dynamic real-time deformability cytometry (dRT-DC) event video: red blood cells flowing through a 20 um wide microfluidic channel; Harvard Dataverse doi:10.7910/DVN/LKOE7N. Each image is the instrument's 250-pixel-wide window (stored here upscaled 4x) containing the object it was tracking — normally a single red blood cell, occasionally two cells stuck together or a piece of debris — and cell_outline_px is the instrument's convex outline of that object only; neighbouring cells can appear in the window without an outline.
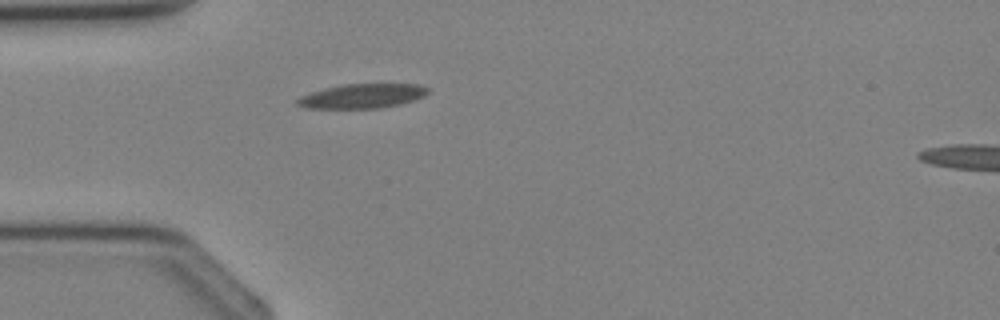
{"species": "Egyptian fruit bat (a non-hibernating species)", "species_latin": "Rousettus aegyptiacus", "temperature_condition": "cold", "stored_images_in_passage": 23, "camera_frame_rate_fps": 3000, "um_per_image_px": 0.085, "animal": {"sex": "female"}, "frame": {"image": 1, "passage_image": 1, "time_ms": 0.0, "image_size_px": [1000, 320], "cell_outline_px": [[428, 92], [424, 96], [400, 104], [380, 108], [304, 108], [296, 104], [296, 100], [300, 96], [324, 88], [344, 84], [420, 84], [428, 88]], "centroid_in_image_um": [30.77, 8.16], "position_along_channel_um": 54.2, "area_um2": 18.5}}
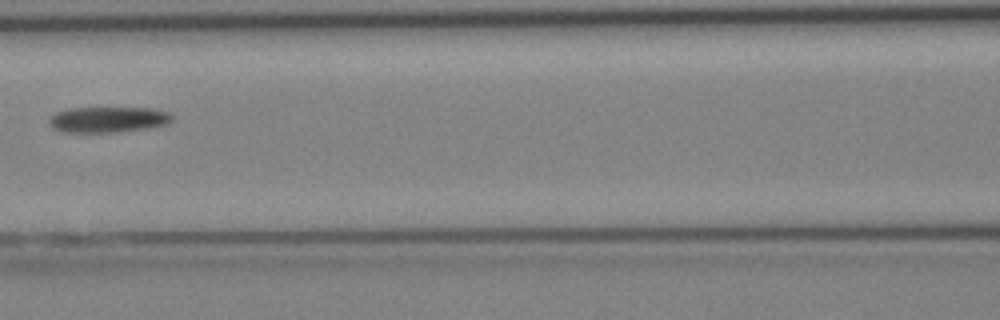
{"frame": {"image": 2, "passage_image": 7, "time_ms": 2.0, "image_size_px": [1000, 320], "cell_outline_px": [[172, 120], [168, 124], [156, 128], [120, 132], [60, 132], [52, 128], [48, 124], [48, 120], [56, 112], [68, 108], [148, 108], [168, 112], [172, 116]], "centroid_in_image_um": [9.19, 10.18], "position_along_channel_um": 157.4, "area_um2": 18.79}}
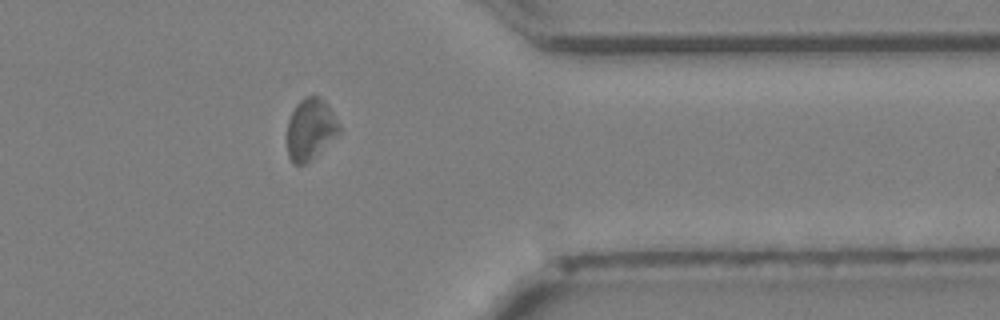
{"frame": {"image": 3, "passage_image": 20, "time_ms": 6.333, "image_size_px": [1000, 320], "cell_outline_px": [[340, 132], [304, 164], [292, 164], [288, 156], [288, 120], [296, 104], [304, 96], [320, 96], [328, 104], [340, 128]], "centroid_in_image_um": [26.36, 10.94], "position_along_channel_um": 385.0, "area_um2": 18.15}}